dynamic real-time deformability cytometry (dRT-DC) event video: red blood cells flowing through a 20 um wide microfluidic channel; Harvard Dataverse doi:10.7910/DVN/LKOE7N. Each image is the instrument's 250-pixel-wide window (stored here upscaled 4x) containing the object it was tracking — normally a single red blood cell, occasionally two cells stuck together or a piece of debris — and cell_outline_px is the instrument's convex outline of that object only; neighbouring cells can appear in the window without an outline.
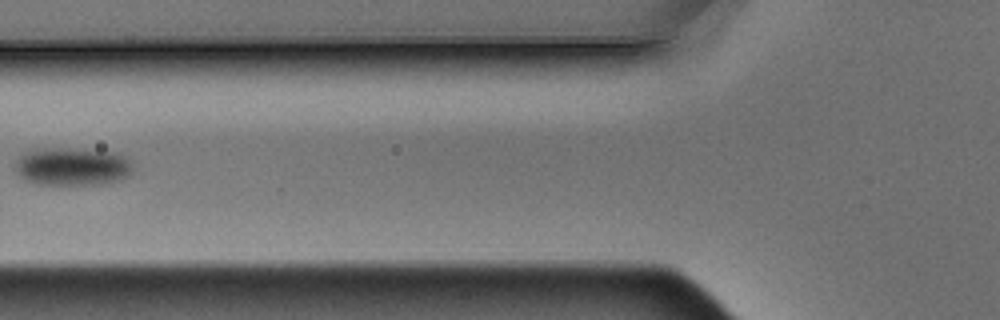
{"species": "Egyptian fruit bat (a non-hibernating species)", "species_latin": "Rousettus aegyptiacus", "temperature_condition": "warm", "stored_images_in_passage": 5, "camera_frame_rate_fps": 3000, "um_per_image_px": 0.085, "animal": {"sex": "male"}, "frame": {"image": 1, "passage_image": 5, "time_ms": 1.333, "image_size_px": [1000, 320], "cell_outline_px": [[132, 172], [128, 176], [120, 180], [104, 184], [36, 184], [24, 180], [16, 176], [12, 168], [12, 164], [20, 156], [36, 148], [60, 148], [116, 152], [124, 156], [132, 164]], "centroid_in_image_um": [6.07, 14.17], "position_along_channel_um": 119.7, "area_um2": 26.47}}